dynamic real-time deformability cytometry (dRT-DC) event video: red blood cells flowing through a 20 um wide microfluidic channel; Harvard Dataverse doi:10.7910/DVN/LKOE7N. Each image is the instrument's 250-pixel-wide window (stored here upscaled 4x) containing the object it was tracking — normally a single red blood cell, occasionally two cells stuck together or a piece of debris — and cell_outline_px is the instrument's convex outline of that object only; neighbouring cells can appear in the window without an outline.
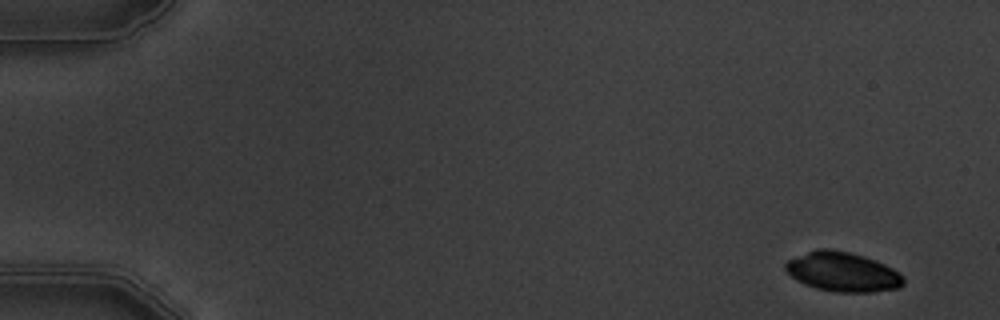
{"species": "common noctule bat (a hibernating species)", "species_latin": "Nyctalus noctula", "temperature_condition": "warm", "stored_images_in_passage": 6, "segment_of_instrument_passage": [1, 2], "camera_frame_rate_fps": 3000, "um_per_image_px": 0.085, "animal": {"sex": "male", "body_mass_g": 19.5, "forearm_length_mm": 54.6}, "frame": {"image": 1, "passage_image": 1, "time_ms": 0.0, "image_size_px": [1000, 320], "cell_outline_px": [[904, 284], [900, 288], [872, 292], [832, 292], [816, 288], [804, 284], [792, 276], [784, 268], [784, 264], [788, 260], [816, 248], [828, 248], [848, 252], [864, 256], [876, 260], [892, 268], [904, 280]], "centroid_in_image_um": [71.61, 23.11], "position_along_channel_um": 13.4, "area_um2": 27.05}}
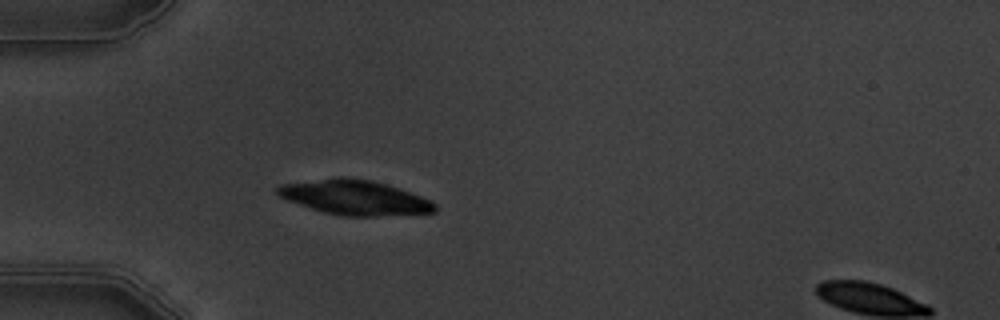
{"frame": {"image": 2, "passage_image": 5, "time_ms": 4.667, "image_size_px": [1000, 320], "cell_outline_px": [[436, 212], [376, 216], [344, 216], [324, 212], [288, 200], [280, 196], [276, 192], [276, 188], [280, 184], [336, 176], [344, 176], [372, 180], [388, 184], [432, 200], [436, 204]], "centroid_in_image_um": [30.16, 16.76], "position_along_channel_um": 54.8, "area_um2": 31.96}}